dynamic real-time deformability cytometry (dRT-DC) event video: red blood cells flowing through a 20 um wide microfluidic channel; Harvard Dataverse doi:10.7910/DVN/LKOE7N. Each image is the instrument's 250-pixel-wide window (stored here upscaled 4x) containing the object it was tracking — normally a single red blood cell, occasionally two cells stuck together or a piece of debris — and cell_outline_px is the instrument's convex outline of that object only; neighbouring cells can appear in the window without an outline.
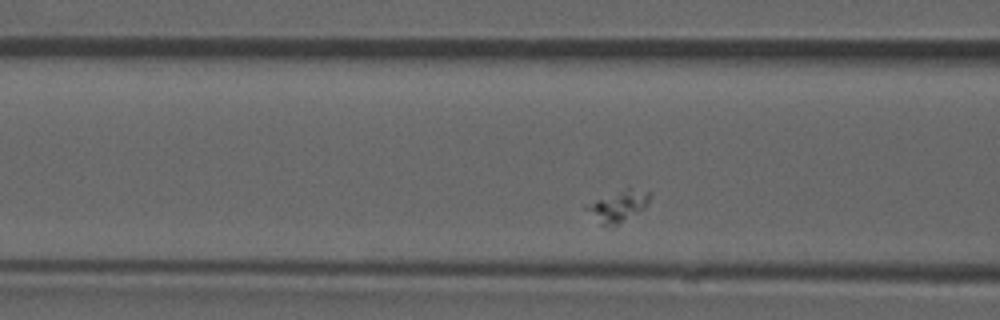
{"species": "common noctule bat (a hibernating species)", "species_latin": "Nyctalus noctula", "temperature_condition": "room temperature", "stored_images_in_passage": 41, "camera_frame_rate_fps": 3000, "um_per_image_px": 0.085, "animal": {"sex": "male", "forearm_length_mm": 52.5}, "frame": {"image": 1, "passage_image": 7, "time_ms": 2.0, "image_size_px": [1000, 320], "cell_outline_px": [[648, 200], [644, 208], [620, 224], [600, 224], [584, 208], [596, 200], [628, 184], [648, 192]], "centroid_in_image_um": [52.57, 17.45], "position_along_channel_um": 114.0, "area_um2": 11.44}}
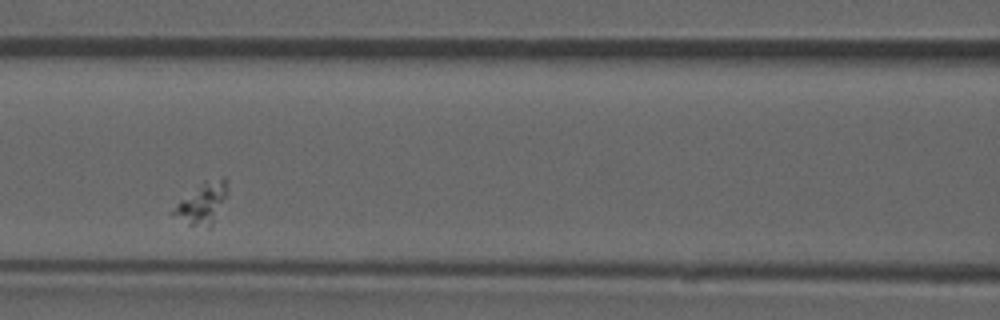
{"frame": {"image": 2, "passage_image": 10, "time_ms": 3.0, "image_size_px": [1000, 320], "cell_outline_px": [[228, 192], [212, 228], [208, 228], [188, 224], [168, 212], [180, 200], [204, 180], [224, 176]], "centroid_in_image_um": [17.19, 17.28], "position_along_channel_um": 149.4, "area_um2": 13.18}}
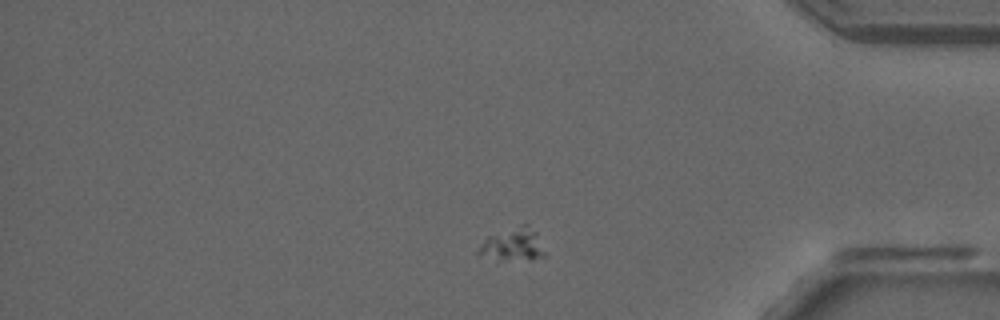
{"frame": {"image": 3, "passage_image": 32, "time_ms": 10.333, "image_size_px": [1000, 320], "cell_outline_px": [[544, 256], [500, 260], [496, 260], [480, 256], [476, 252], [484, 240], [488, 236], [524, 224], [528, 224], [536, 232], [544, 252]], "centroid_in_image_um": [43.53, 20.78], "position_along_channel_um": 391.7, "area_um2": 12.14}}